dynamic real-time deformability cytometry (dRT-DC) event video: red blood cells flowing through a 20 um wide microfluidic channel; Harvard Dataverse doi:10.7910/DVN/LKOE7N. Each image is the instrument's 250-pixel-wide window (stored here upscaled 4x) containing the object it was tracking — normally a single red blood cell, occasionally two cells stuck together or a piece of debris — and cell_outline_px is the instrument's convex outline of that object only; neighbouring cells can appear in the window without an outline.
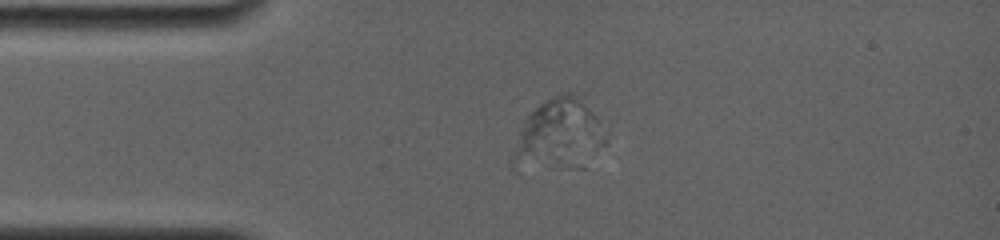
{"species": "common noctule bat (a hibernating species)", "species_latin": "Nyctalus noctula", "temperature_condition": "room temperature", "stored_images_in_passage": 11, "camera_frame_rate_fps": 4000, "um_per_image_px": 0.085, "animal": {"sex": "female", "body_mass_g": 19.0, "forearm_length_mm": 56.7}, "frame": {"image": 1, "passage_image": 6, "time_ms": 4.25, "image_size_px": [1000, 240], "cell_outline_px": [[596, 120], [532, 152], [512, 160], [512, 156], [524, 120], [540, 104], [552, 96], [564, 92], [572, 92], [584, 96], [596, 116]], "centroid_in_image_um": [47.02, 10.36], "position_along_channel_um": 38.0, "area_um2": 21.04}}
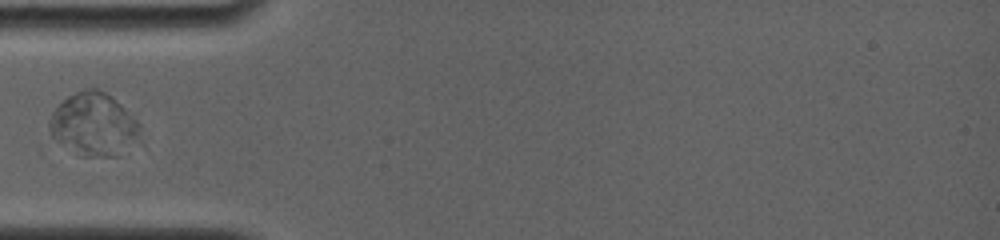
{"frame": {"image": 2, "passage_image": 8, "time_ms": 6.0, "image_size_px": [1000, 240], "cell_outline_px": [[140, 128], [136, 136], [116, 156], [84, 156], [52, 136], [48, 128], [48, 120], [52, 112], [68, 96], [84, 88], [96, 88], [104, 92], [120, 104], [140, 124]], "centroid_in_image_um": [7.91, 10.52], "position_along_channel_um": 77.1, "area_um2": 31.91}}